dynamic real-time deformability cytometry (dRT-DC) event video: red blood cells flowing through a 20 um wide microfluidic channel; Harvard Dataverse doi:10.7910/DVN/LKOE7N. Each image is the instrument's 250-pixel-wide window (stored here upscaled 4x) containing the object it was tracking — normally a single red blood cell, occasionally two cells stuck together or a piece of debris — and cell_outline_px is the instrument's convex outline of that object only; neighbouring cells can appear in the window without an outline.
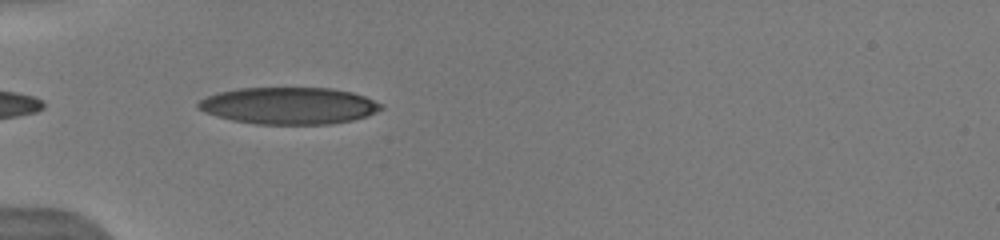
{"species": "human", "species_latin": "Homo sapiens", "temperature_condition": "warm", "stored_images_in_passage": 18, "camera_frame_rate_fps": 3000, "um_per_image_px": 0.085, "donor": {"sex": "male"}, "frame": {"image": 1, "passage_image": 15, "time_ms": 5.333, "image_size_px": [1000, 240], "cell_outline_px": [[384, 108], [368, 116], [352, 120], [328, 124], [256, 124], [232, 120], [216, 116], [204, 112], [196, 108], [196, 104], [204, 96], [216, 92], [240, 88], [332, 88], [352, 92], [364, 96], [384, 104]], "centroid_in_image_um": [24.53, 8.98], "position_along_channel_um": 60.5, "area_um2": 39.65}}